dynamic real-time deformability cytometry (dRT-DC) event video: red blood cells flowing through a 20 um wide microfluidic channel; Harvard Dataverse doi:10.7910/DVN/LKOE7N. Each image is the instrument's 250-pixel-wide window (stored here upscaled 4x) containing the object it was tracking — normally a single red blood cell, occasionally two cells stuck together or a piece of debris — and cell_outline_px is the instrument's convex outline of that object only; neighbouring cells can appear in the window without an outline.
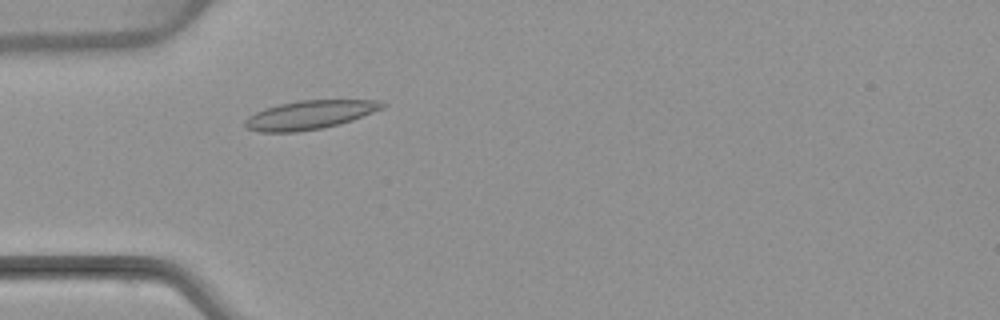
{"species": "common noctule bat (a hibernating species)", "species_latin": "Nyctalus noctula", "temperature_condition": "warm", "stored_images_in_passage": 48, "camera_frame_rate_fps": 3000, "um_per_image_px": 0.085, "animal": {"sex": "female", "body_mass_g": 22.7, "forearm_length_mm": 54.2}, "frame": {"image": 1, "passage_image": 11, "time_ms": 3.333, "image_size_px": [1000, 320], "cell_outline_px": [[388, 104], [384, 108], [352, 120], [340, 124], [324, 128], [296, 132], [256, 132], [244, 128], [244, 120], [248, 116], [264, 108], [280, 104], [300, 100], [380, 100]], "centroid_in_image_um": [26.31, 9.77], "position_along_channel_um": 58.7, "area_um2": 23.24}}
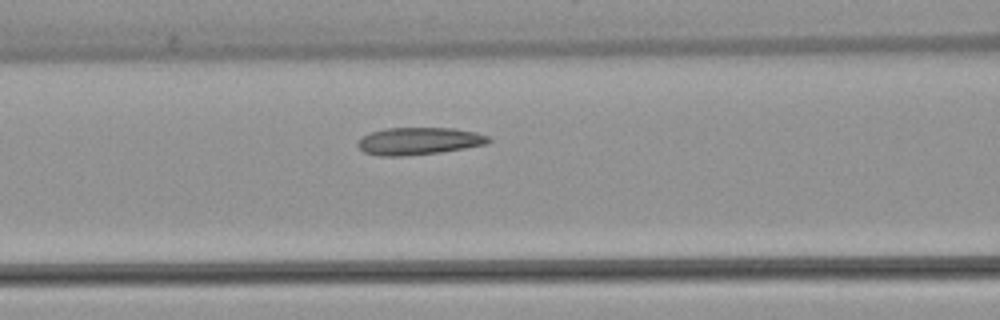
{"frame": {"image": 2, "passage_image": 17, "time_ms": 5.333, "image_size_px": [1000, 320], "cell_outline_px": [[492, 140], [488, 144], [440, 152], [404, 156], [376, 156], [364, 152], [356, 144], [360, 136], [384, 128], [452, 128], [476, 132], [488, 136]], "centroid_in_image_um": [35.58, 11.99], "position_along_channel_um": 131.0, "area_um2": 20.98}}
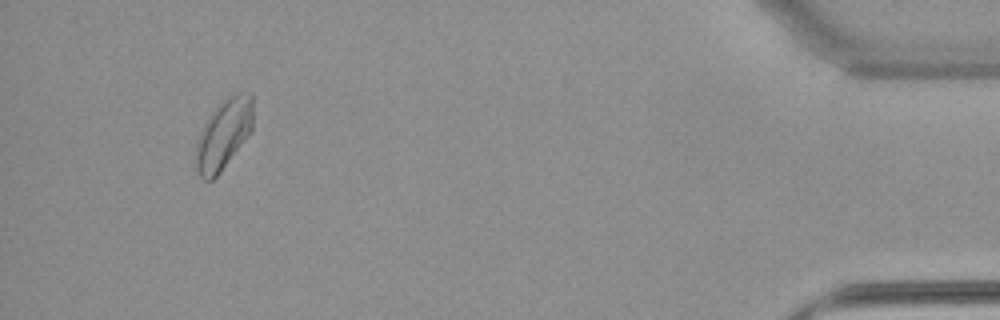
{"frame": {"image": 3, "passage_image": 45, "time_ms": 14.667, "image_size_px": [1000, 320], "cell_outline_px": [[252, 132], [220, 172], [212, 180], [204, 180], [200, 176], [196, 168], [196, 140], [208, 116], [228, 96], [236, 92], [248, 92], [252, 96]], "centroid_in_image_um": [19.01, 11.41], "position_along_channel_um": 416.2, "area_um2": 23.29}, "authors_computed_cell_mechanics": {"area_um2": 21.0103, "velocity_mm_per_s": 3.8058, "shape_relaxation_time_tau1_ms": 6.0168, "shape_relaxation_time_tau2_ms": 3.0473, "deformation_change_tau1": 0.1342, "deformation_change_tau2": 0.0821}}